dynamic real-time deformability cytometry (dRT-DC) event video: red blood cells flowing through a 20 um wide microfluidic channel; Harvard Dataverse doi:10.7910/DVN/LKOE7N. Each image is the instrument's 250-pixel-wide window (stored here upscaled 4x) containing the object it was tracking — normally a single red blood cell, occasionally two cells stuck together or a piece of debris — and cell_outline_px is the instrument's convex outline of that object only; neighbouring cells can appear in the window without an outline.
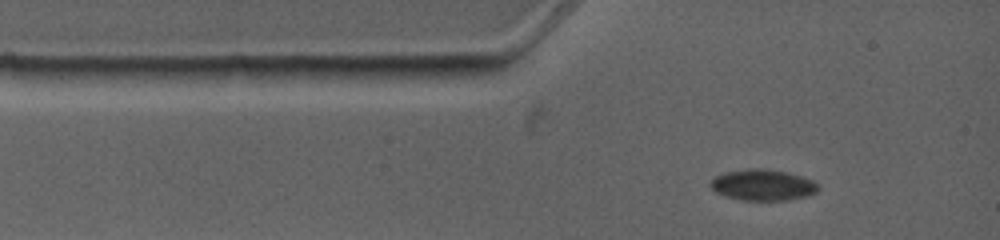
{"species": "common noctule bat (a hibernating species)", "species_latin": "Nyctalus noctula", "temperature_condition": "warm", "stored_images_in_passage": 4, "camera_frame_rate_fps": 4500, "um_per_image_px": 0.085, "animal": {"sex": "female", "body_mass_g": 19.0, "forearm_length_mm": 53.3}, "frame": {"image": 1, "passage_image": 1, "time_ms": 0.0, "image_size_px": [1000, 240], "cell_outline_px": [[820, 188], [816, 192], [804, 196], [788, 200], [740, 200], [716, 192], [708, 184], [716, 176], [724, 172], [752, 168], [760, 168], [784, 172], [800, 176], [812, 180], [820, 184]], "centroid_in_image_um": [64.84, 15.72], "position_along_channel_um": 20.2, "area_um2": 19.31}}
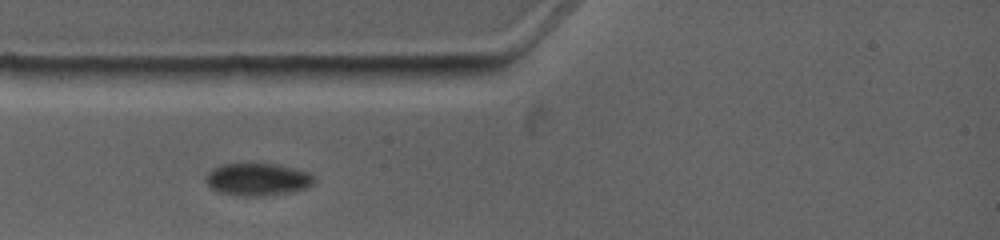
{"frame": {"image": 2, "passage_image": 3, "time_ms": 1.556, "image_size_px": [1000, 240], "cell_outline_px": [[312, 184], [308, 188], [288, 192], [260, 196], [244, 196], [220, 192], [212, 188], [208, 184], [204, 176], [212, 168], [220, 164], [276, 164], [308, 172], [312, 176]], "centroid_in_image_um": [21.85, 15.24], "position_along_channel_um": 63.1, "area_um2": 20.17}}
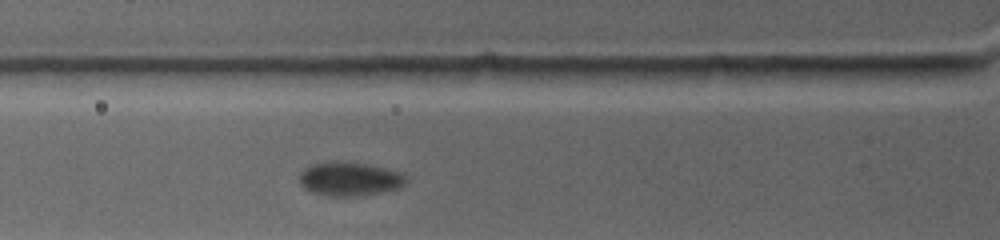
{"frame": {"image": 3, "passage_image": 4, "time_ms": 2.444, "image_size_px": [1000, 240], "cell_outline_px": [[408, 180], [400, 188], [384, 192], [348, 196], [324, 196], [308, 192], [300, 184], [300, 172], [304, 168], [312, 164], [332, 160], [336, 160], [368, 164], [400, 172]], "centroid_in_image_um": [29.67, 15.2], "position_along_channel_um": 96.1, "area_um2": 21.33}}